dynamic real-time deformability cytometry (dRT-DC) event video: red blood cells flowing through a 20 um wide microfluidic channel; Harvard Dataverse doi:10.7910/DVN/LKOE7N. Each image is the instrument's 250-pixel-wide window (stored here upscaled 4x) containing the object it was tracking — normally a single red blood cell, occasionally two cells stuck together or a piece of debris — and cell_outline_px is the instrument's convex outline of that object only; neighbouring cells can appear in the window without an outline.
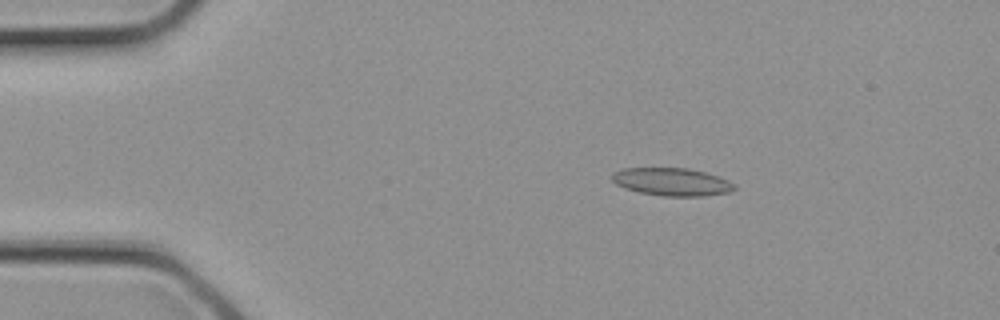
{"species": "common noctule bat (a hibernating species)", "species_latin": "Nyctalus noctula", "temperature_condition": "cold", "stored_images_in_passage": 3, "camera_frame_rate_fps": 3000, "um_per_image_px": 0.085, "animal": {"sex": "female", "body_mass_g": 21.9}, "frame": {"image": 1, "passage_image": 2, "time_ms": 0.333, "image_size_px": [1000, 320], "cell_outline_px": [[736, 188], [728, 192], [704, 196], [664, 196], [640, 192], [624, 188], [616, 184], [612, 180], [612, 172], [624, 168], [688, 168], [720, 176], [728, 180]], "centroid_in_image_um": [57.09, 15.45], "position_along_channel_um": 27.9, "area_um2": 19.77}}